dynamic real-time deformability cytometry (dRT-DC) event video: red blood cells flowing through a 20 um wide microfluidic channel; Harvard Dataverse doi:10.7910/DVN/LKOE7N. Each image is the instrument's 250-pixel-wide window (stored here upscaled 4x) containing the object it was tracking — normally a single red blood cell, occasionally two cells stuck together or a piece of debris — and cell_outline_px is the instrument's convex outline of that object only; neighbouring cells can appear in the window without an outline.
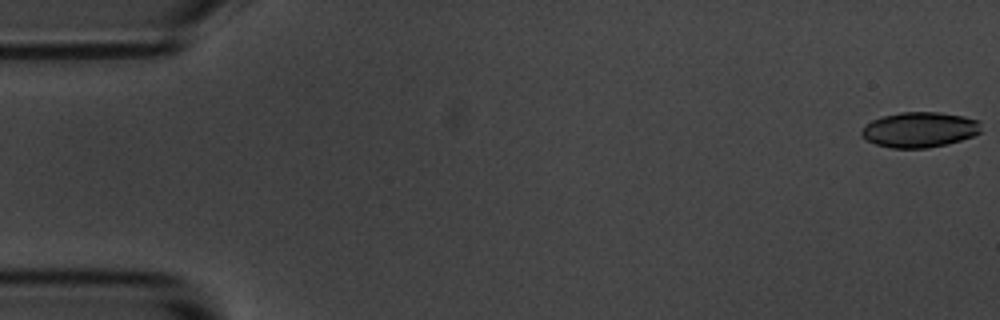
{"species": "common noctule bat (a hibernating species)", "species_latin": "Nyctalus noctula", "temperature_condition": "room temperature", "stored_images_in_passage": 56, "camera_frame_rate_fps": 3000, "um_per_image_px": 0.085, "animal": {"sex": "male", "body_mass_g": 20.1, "forearm_length_mm": 53.5}, "frame": {"image": 1, "passage_image": 1, "time_ms": 0.0, "image_size_px": [1000, 320], "cell_outline_px": [[980, 132], [972, 136], [948, 144], [928, 148], [892, 148], [876, 144], [860, 136], [860, 132], [872, 120], [884, 116], [900, 112], [940, 112], [964, 116], [980, 120]], "centroid_in_image_um": [78.18, 11.02], "position_along_channel_um": 6.8, "area_um2": 24.57}}
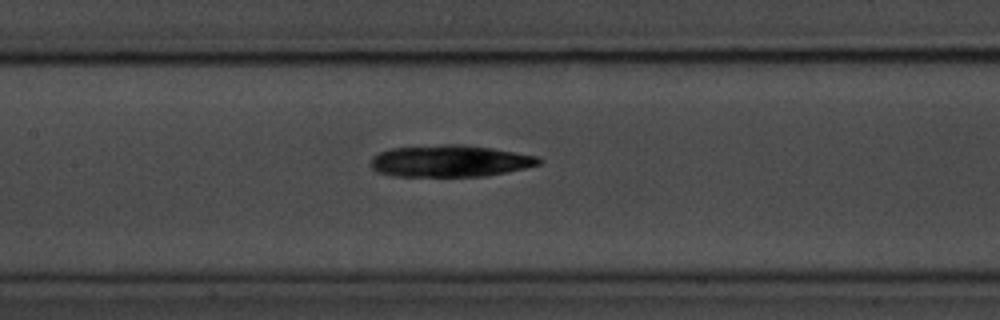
{"frame": {"image": 2, "passage_image": 26, "time_ms": 8.333, "image_size_px": [1000, 320], "cell_outline_px": [[544, 160], [540, 164], [524, 168], [488, 176], [392, 176], [376, 172], [372, 168], [372, 156], [380, 152], [392, 148], [444, 144], [460, 144], [492, 148], [536, 156]], "centroid_in_image_um": [38.24, 13.69], "position_along_channel_um": 169.2, "area_um2": 31.1}}
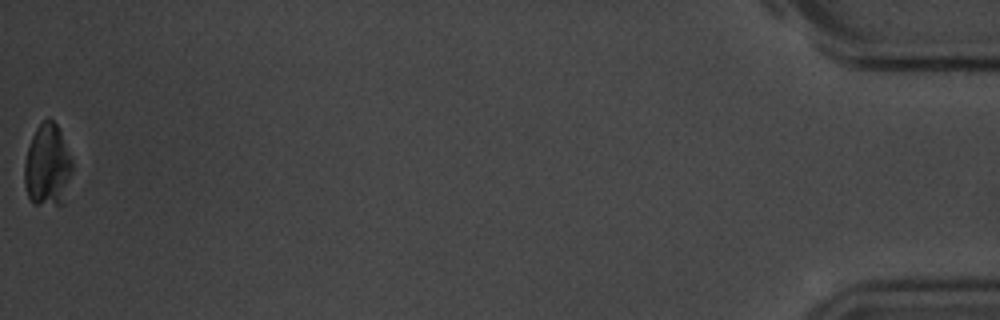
{"frame": {"image": 3, "passage_image": 56, "time_ms": 18.333, "image_size_px": [1000, 320], "cell_outline_px": [[72, 172], [64, 204], [32, 204], [28, 196], [24, 184], [24, 164], [28, 148], [32, 136], [36, 128], [44, 120], [52, 120], [56, 124], [60, 132], [72, 160]], "centroid_in_image_um": [4.03, 14.11], "position_along_channel_um": 431.2, "area_um2": 22.89}, "authors_computed_cell_mechanics": {"area_um2": 29.767, "velocity_mm_per_s": 3.5914, "shape_relaxation_time_tau1_ms": 3.4793, "shape_relaxation_time_tau2_ms": null, "deformation_change_tau1": 0.0831, "deformation_change_tau2": null}}